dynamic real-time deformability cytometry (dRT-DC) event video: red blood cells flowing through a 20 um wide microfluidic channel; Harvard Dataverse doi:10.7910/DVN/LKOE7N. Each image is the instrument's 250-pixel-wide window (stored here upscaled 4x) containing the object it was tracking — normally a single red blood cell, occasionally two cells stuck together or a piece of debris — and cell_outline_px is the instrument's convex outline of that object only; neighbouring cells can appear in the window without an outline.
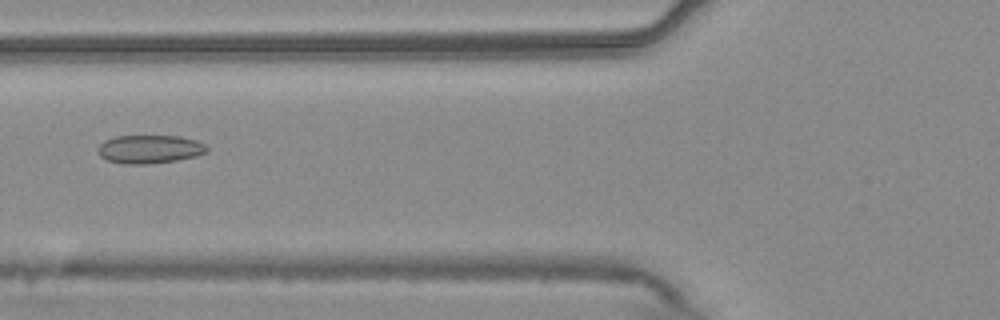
{"species": "common noctule bat (a hibernating species)", "species_latin": "Nyctalus noctula", "temperature_condition": "warm", "stored_images_in_passage": 54, "camera_frame_rate_fps": 3000, "um_per_image_px": 0.085, "animal": {"sex": "male", "body_mass_g": 20.4}, "frame": {"image": 1, "passage_image": 21, "time_ms": 6.667, "image_size_px": [1000, 320], "cell_outline_px": [[208, 152], [196, 156], [176, 160], [148, 164], [124, 164], [104, 160], [100, 156], [100, 144], [104, 140], [116, 136], [180, 136], [196, 140], [204, 144], [208, 148]], "centroid_in_image_um": [12.73, 12.68], "position_along_channel_um": 113.1, "area_um2": 18.03}}
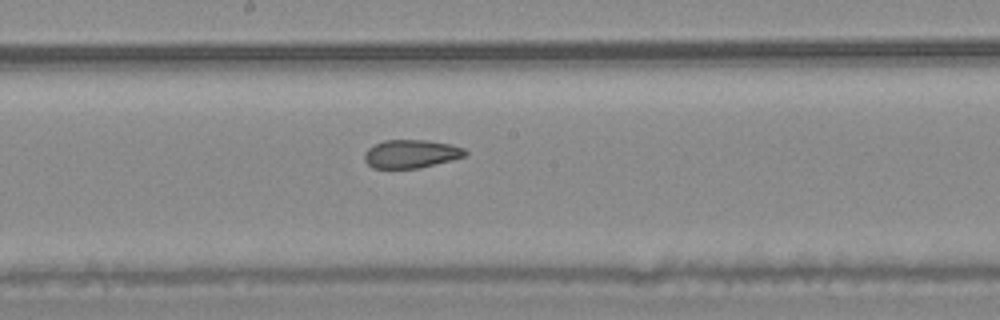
{"frame": {"image": 2, "passage_image": 29, "time_ms": 9.333, "image_size_px": [1000, 320], "cell_outline_px": [[468, 152], [464, 156], [452, 160], [416, 168], [372, 168], [364, 160], [364, 152], [368, 148], [384, 140], [424, 140], [448, 144], [464, 148]], "centroid_in_image_um": [34.91, 13.08], "position_along_channel_um": 213.3, "area_um2": 16.42}}
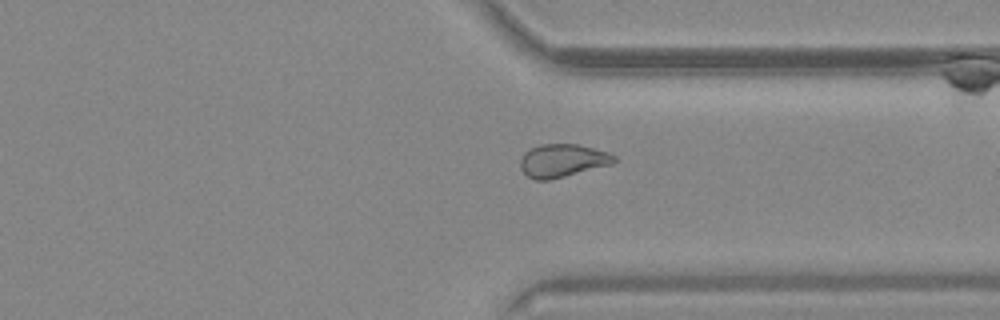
{"frame": {"image": 3, "passage_image": 41, "time_ms": 13.333, "image_size_px": [1000, 320], "cell_outline_px": [[616, 160], [612, 164], [548, 180], [536, 180], [528, 176], [520, 168], [520, 160], [524, 152], [528, 148], [540, 144], [580, 144], [608, 152], [616, 156]], "centroid_in_image_um": [47.79, 13.63], "position_along_channel_um": 363.6, "area_um2": 18.09}, "authors_computed_cell_mechanics": {"area_um2": 18.8717, "velocity_mm_per_s": 3.758, "shape_relaxation_time_tau1_ms": null, "shape_relaxation_time_tau2_ms": 1.6809, "deformation_change_tau1": null, "deformation_change_tau2": 0.0759}}